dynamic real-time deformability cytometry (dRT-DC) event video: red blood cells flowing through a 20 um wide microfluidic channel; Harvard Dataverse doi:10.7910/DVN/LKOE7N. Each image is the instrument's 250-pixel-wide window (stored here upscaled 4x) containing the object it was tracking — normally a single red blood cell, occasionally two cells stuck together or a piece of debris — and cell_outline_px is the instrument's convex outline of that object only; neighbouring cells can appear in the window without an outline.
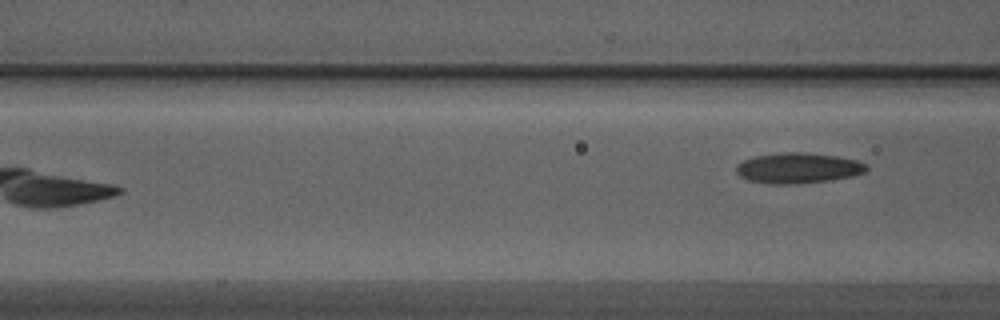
{"species": "Egyptian fruit bat (a non-hibernating species)", "species_latin": "Rousettus aegyptiacus", "temperature_condition": "warm", "stored_images_in_passage": 6, "camera_frame_rate_fps": 3000, "um_per_image_px": 0.085, "animal": {"sex": "male"}, "frame": {"image": 1, "passage_image": 6, "time_ms": 1.667, "image_size_px": [1000, 320], "cell_outline_px": [[868, 168], [864, 172], [852, 176], [828, 180], [796, 184], [772, 184], [748, 180], [740, 176], [736, 172], [736, 164], [744, 160], [756, 156], [784, 152], [804, 152], [836, 156], [860, 160], [868, 164]], "centroid_in_image_um": [67.86, 14.28], "position_along_channel_um": 98.7, "area_um2": 23.18}}